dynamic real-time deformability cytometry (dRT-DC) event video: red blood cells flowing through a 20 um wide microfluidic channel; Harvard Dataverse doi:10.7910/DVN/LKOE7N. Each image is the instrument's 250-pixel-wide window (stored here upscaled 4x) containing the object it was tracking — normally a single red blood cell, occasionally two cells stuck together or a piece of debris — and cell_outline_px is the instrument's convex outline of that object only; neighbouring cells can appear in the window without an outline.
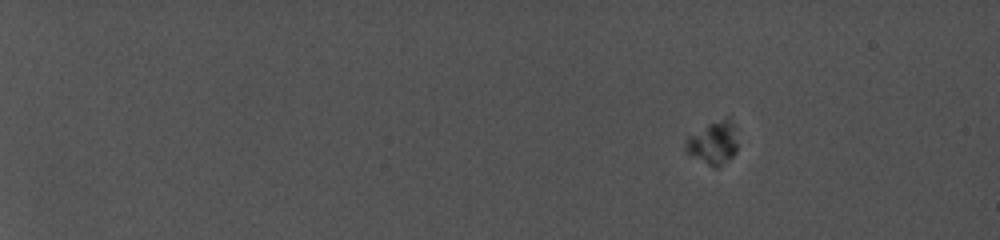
{"species": "common noctule bat (a hibernating species)", "species_latin": "Nyctalus noctula", "temperature_condition": "cold", "stored_images_in_passage": 31, "camera_frame_rate_fps": 5000, "um_per_image_px": 0.085, "animal": {"sex": "female", "body_mass_g": 19.0, "forearm_length_mm": 56.7}, "frame": {"image": 1, "passage_image": 1, "time_ms": 0.0, "image_size_px": [1000, 240], "cell_outline_px": [[736, 152], [720, 168], [712, 168], [688, 152], [684, 148], [684, 144], [688, 136], [708, 124], [724, 116], [728, 116], [732, 124], [736, 144]], "centroid_in_image_um": [60.61, 12.15], "position_along_channel_um": 24.4, "area_um2": 12.89}}
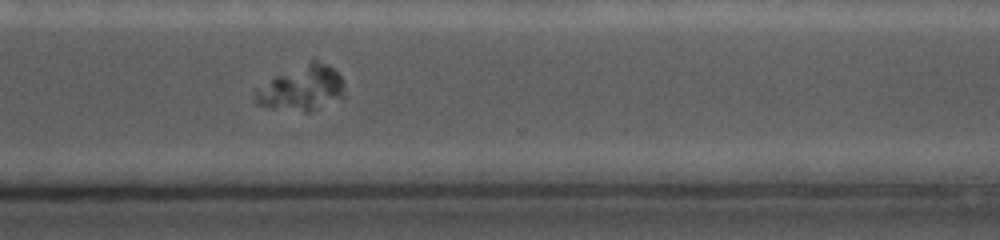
{"frame": {"image": 2, "passage_image": 23, "time_ms": 13.6, "image_size_px": [1000, 240], "cell_outline_px": [[344, 100], [308, 112], [268, 108], [256, 104], [252, 100], [256, 88], [276, 76], [312, 56], [328, 64], [340, 76], [344, 84]], "centroid_in_image_um": [25.67, 7.47], "position_along_channel_um": 344.9, "area_um2": 24.45}}
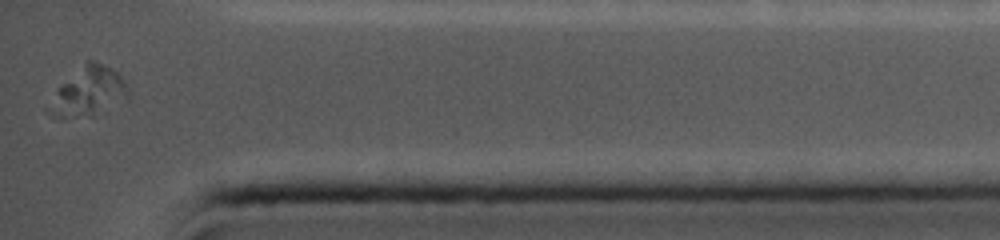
{"frame": {"image": 3, "passage_image": 31, "time_ms": 15.8, "image_size_px": [1000, 240], "cell_outline_px": [[124, 88], [92, 116], [80, 112], [60, 96], [56, 92], [88, 60], [92, 60], [104, 64], [116, 72], [124, 80]], "centroid_in_image_um": [7.79, 7.43], "position_along_channel_um": 427.4, "area_um2": 16.24}}